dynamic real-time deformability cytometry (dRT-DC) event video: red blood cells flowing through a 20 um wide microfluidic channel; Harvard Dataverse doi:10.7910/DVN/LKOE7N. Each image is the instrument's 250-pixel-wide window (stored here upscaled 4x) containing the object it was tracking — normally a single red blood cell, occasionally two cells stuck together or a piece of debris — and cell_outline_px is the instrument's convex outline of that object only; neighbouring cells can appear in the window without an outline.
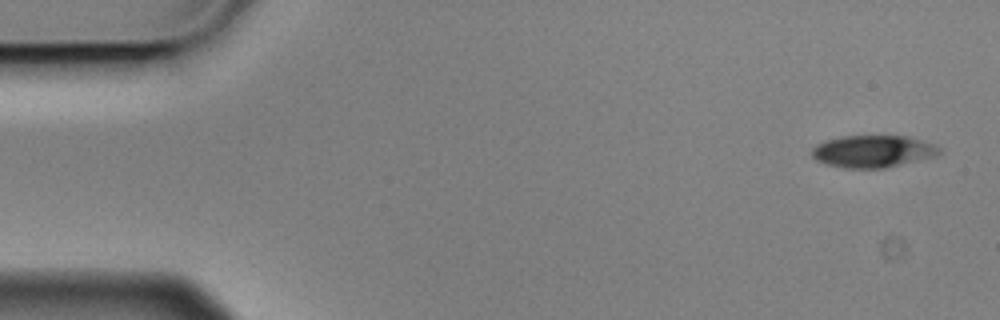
{"species": "Egyptian fruit bat (a non-hibernating species)", "species_latin": "Rousettus aegyptiacus", "temperature_condition": "cold", "stored_images_in_passage": 9, "camera_frame_rate_fps": 3000, "um_per_image_px": 0.085, "animal": {"sex": "male"}, "frame": {"image": 1, "passage_image": 1, "time_ms": 0.0, "image_size_px": [1000, 320], "cell_outline_px": [[940, 152], [936, 156], [884, 168], [844, 168], [824, 164], [816, 160], [812, 156], [812, 148], [816, 144], [828, 140], [844, 136], [908, 136], [932, 144], [940, 148]], "centroid_in_image_um": [74.16, 12.87], "position_along_channel_um": 10.8, "area_um2": 23.7}}
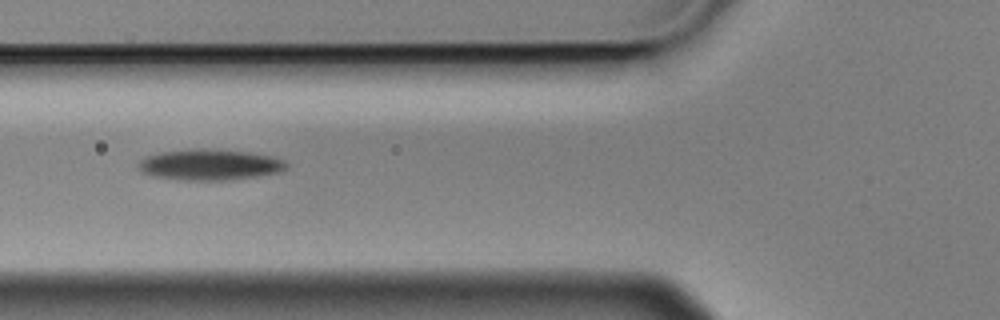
{"frame": {"image": 2, "passage_image": 6, "time_ms": 1.667, "image_size_px": [1000, 320], "cell_outline_px": [[288, 168], [280, 172], [256, 176], [220, 180], [188, 180], [152, 176], [144, 172], [136, 164], [144, 156], [164, 152], [196, 148], [204, 148], [248, 152], [268, 156], [284, 160], [288, 164]], "centroid_in_image_um": [17.82, 13.99], "position_along_channel_um": 108.0, "area_um2": 26.36}}
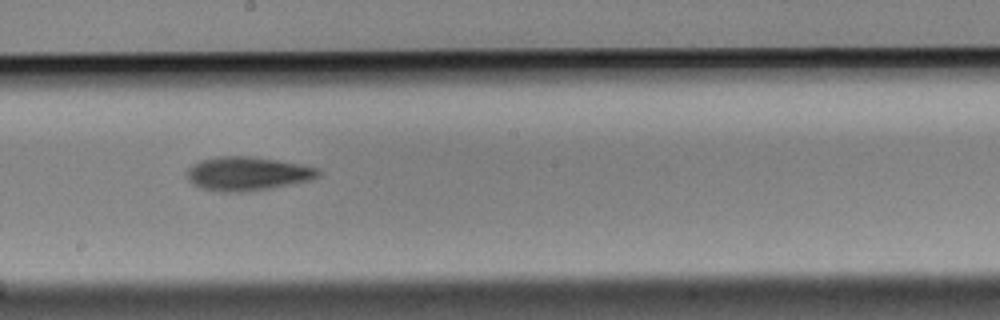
{"frame": {"image": 3, "passage_image": 9, "time_ms": 2.667, "image_size_px": [1000, 320], "cell_outline_px": [[320, 176], [312, 180], [272, 188], [244, 192], [220, 192], [200, 188], [192, 184], [188, 180], [188, 168], [192, 164], [200, 160], [216, 156], [252, 156], [300, 164], [320, 168]], "centroid_in_image_um": [21.04, 14.76], "position_along_channel_um": 227.2, "area_um2": 26.18}}